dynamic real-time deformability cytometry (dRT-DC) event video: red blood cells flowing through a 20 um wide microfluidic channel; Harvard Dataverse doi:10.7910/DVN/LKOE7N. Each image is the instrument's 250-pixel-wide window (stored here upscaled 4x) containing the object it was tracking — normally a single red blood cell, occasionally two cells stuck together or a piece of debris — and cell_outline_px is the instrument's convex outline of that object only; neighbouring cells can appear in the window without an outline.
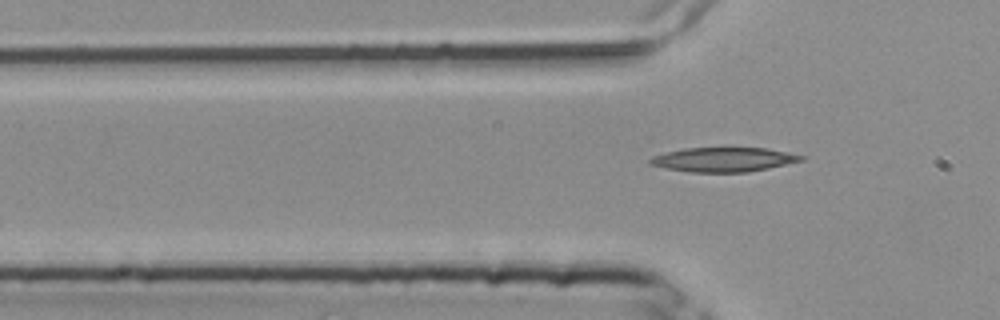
{"species": "common noctule bat (a hibernating species)", "species_latin": "Nyctalus noctula", "temperature_condition": "room temperature", "stored_images_in_passage": 5, "camera_frame_rate_fps": 3000, "um_per_image_px": 0.085, "animal": {"sex": "female", "body_mass_g": 25.1}, "frame": {"image": 1, "passage_image": 5, "time_ms": 1.333, "image_size_px": [1000, 320], "cell_outline_px": [[804, 160], [768, 168], [748, 172], [692, 172], [664, 168], [648, 164], [648, 160], [652, 156], [684, 148], [764, 148], [804, 156]], "centroid_in_image_um": [61.45, 13.57], "position_along_channel_um": 64.4, "area_um2": 21.21}}